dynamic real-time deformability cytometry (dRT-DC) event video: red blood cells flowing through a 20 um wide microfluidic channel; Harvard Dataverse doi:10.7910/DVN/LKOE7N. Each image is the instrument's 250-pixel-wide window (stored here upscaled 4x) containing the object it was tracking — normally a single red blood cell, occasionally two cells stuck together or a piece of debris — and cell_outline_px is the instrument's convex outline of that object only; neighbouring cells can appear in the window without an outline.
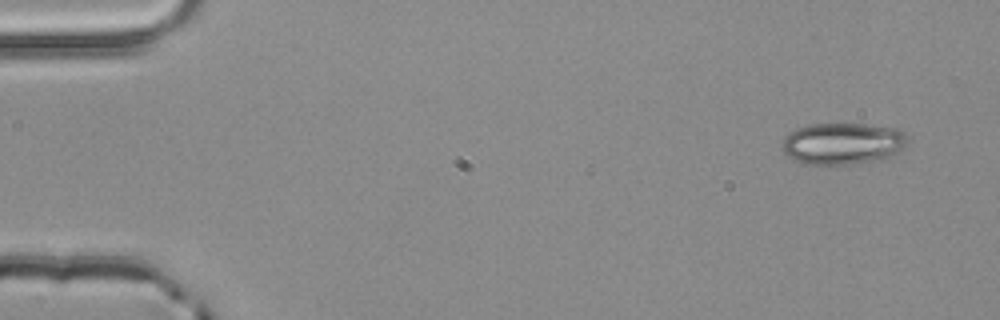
{"species": "common noctule bat (a hibernating species)", "species_latin": "Nyctalus noctula", "temperature_condition": "room temperature", "stored_images_in_passage": 3, "camera_frame_rate_fps": 3000, "um_per_image_px": 0.085, "animal": {"sex": "male", "body_mass_g": 20.4}, "frame": {"image": 1, "passage_image": 1, "time_ms": 0.0, "image_size_px": [1000, 320], "cell_outline_px": [[904, 148], [896, 156], [884, 160], [852, 164], [804, 164], [788, 156], [784, 152], [784, 136], [796, 128], [808, 124], [864, 124], [900, 128], [904, 132]], "centroid_in_image_um": [71.67, 12.21], "position_along_channel_um": 13.3, "area_um2": 30.69}}